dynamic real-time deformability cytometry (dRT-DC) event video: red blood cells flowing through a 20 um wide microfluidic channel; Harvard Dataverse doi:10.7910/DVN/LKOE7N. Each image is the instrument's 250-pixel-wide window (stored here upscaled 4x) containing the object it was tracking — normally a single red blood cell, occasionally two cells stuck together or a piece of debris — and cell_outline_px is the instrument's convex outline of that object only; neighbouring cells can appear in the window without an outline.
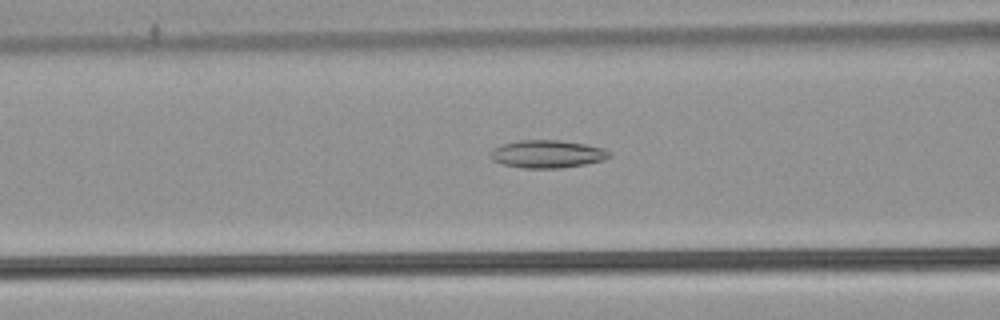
{"species": "common noctule bat (a hibernating species)", "species_latin": "Nyctalus noctula", "temperature_condition": "warm", "stored_images_in_passage": 52, "camera_frame_rate_fps": 3000, "um_per_image_px": 0.085, "animal": {"sex": "male", "body_mass_g": 21.5, "forearm_length_mm": 52.0}, "frame": {"image": 1, "passage_image": 21, "time_ms": 6.667, "image_size_px": [1000, 320], "cell_outline_px": [[612, 156], [604, 160], [584, 164], [560, 168], [524, 168], [504, 164], [492, 160], [492, 152], [496, 148], [504, 144], [516, 140], [560, 140], [584, 144], [604, 148], [612, 152]], "centroid_in_image_um": [46.59, 13.09], "position_along_channel_um": 120.0, "area_um2": 19.07}}
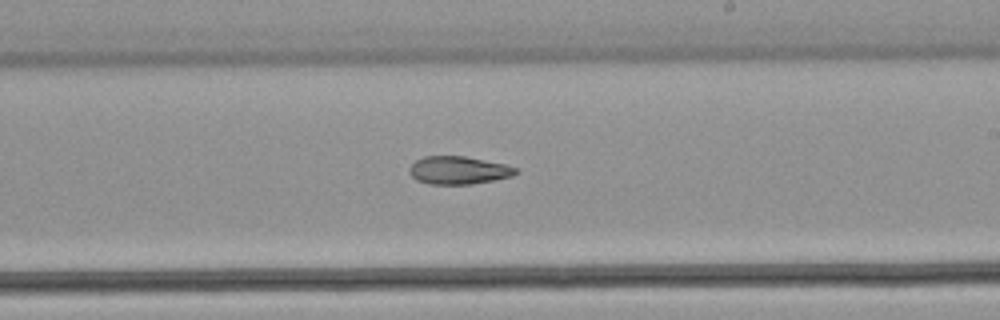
{"frame": {"image": 2, "passage_image": 31, "time_ms": 10.0, "image_size_px": [1000, 320], "cell_outline_px": [[520, 172], [512, 176], [472, 184], [428, 184], [416, 180], [408, 172], [408, 168], [416, 160], [424, 156], [464, 156], [504, 164], [516, 168]], "centroid_in_image_um": [38.94, 14.47], "position_along_channel_um": 250.1, "area_um2": 17.28}}
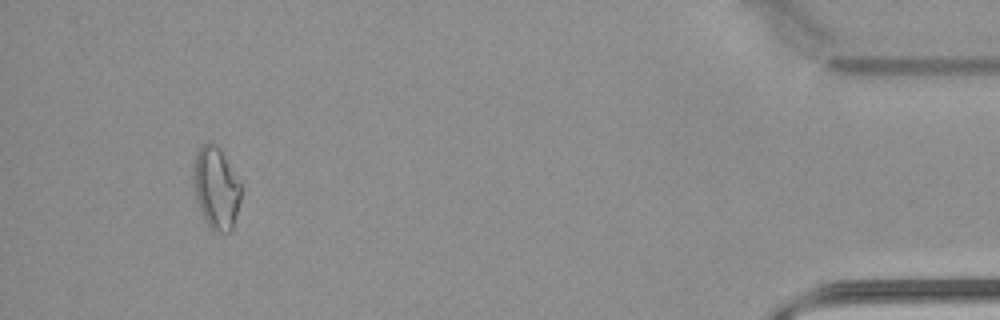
{"frame": {"image": 3, "passage_image": 49, "time_ms": 16.0, "image_size_px": [1000, 320], "cell_outline_px": [[240, 200], [232, 232], [212, 232], [200, 212], [196, 200], [196, 156], [200, 148], [208, 140], [212, 140], [220, 148], [240, 184]], "centroid_in_image_um": [18.4, 16.04], "position_along_channel_um": 416.8, "area_um2": 22.14}, "authors_computed_cell_mechanics": {"area_um2": 20.7502, "velocity_mm_per_s": 3.9039, "shape_relaxation_time_tau1_ms": null, "shape_relaxation_time_tau2_ms": 10.4166, "deformation_change_tau1": null, "deformation_change_tau2": 0.2048}}